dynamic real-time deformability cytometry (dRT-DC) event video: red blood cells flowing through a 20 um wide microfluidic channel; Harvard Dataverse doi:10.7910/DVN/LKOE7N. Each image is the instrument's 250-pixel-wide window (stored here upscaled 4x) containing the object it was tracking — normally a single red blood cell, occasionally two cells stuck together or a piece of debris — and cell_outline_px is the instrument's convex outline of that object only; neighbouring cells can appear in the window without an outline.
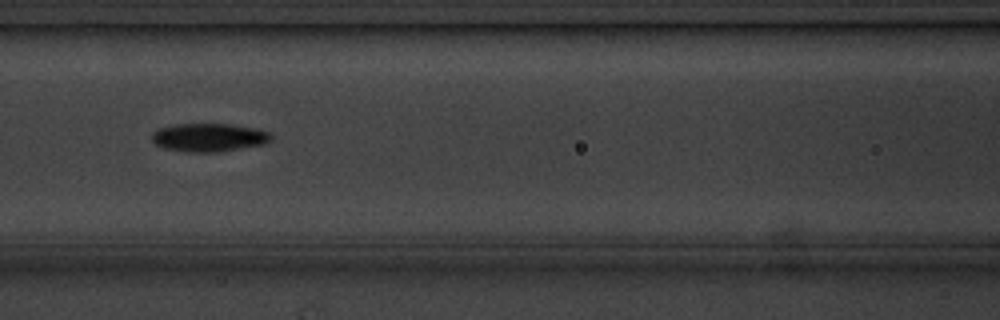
{"species": "common noctule bat (a hibernating species)", "species_latin": "Nyctalus noctula", "temperature_condition": "cold", "stored_images_in_passage": 9, "camera_frame_rate_fps": 3000, "um_per_image_px": 0.085, "animal": {"sex": "male", "body_mass_g": 20.1, "forearm_length_mm": 53.5}, "frame": {"image": 1, "passage_image": 6, "time_ms": 6.667, "image_size_px": [1000, 320], "cell_outline_px": [[272, 140], [264, 144], [216, 152], [188, 152], [164, 148], [156, 144], [152, 140], [152, 132], [160, 128], [172, 124], [232, 124], [256, 128], [268, 132], [272, 136]], "centroid_in_image_um": [17.75, 11.67], "position_along_channel_um": 148.8, "area_um2": 19.65}}